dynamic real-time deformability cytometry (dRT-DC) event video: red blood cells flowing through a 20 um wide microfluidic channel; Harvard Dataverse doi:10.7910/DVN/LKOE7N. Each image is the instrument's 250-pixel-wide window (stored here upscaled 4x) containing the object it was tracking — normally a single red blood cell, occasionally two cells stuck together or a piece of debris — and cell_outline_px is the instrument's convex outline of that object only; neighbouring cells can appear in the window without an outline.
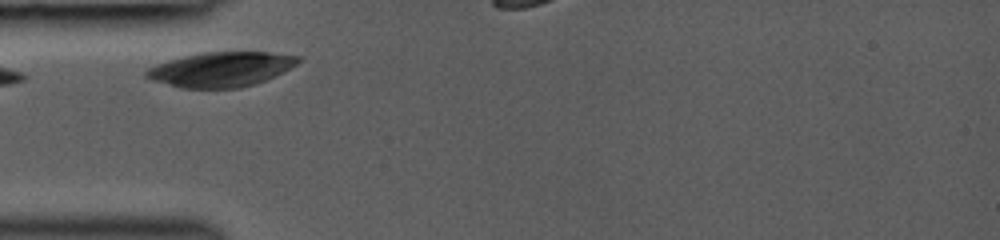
{"species": "common noctule bat (a hibernating species)", "species_latin": "Nyctalus noctula", "temperature_condition": "room temperature", "stored_images_in_passage": 7, "camera_frame_rate_fps": 3000, "um_per_image_px": 0.085, "animal": {"sex": "female", "body_mass_g": 19.0, "forearm_length_mm": 53.3}, "frame": {"image": 1, "passage_image": 1, "time_ms": 0.0, "image_size_px": [1000, 240], "cell_outline_px": [[304, 56], [296, 64], [264, 80], [240, 88], [180, 88], [152, 80], [144, 76], [144, 72], [148, 68], [156, 64], [168, 60], [200, 52], [268, 52]], "centroid_in_image_um": [18.74, 5.88], "position_along_channel_um": 66.3, "area_um2": 30.58}}
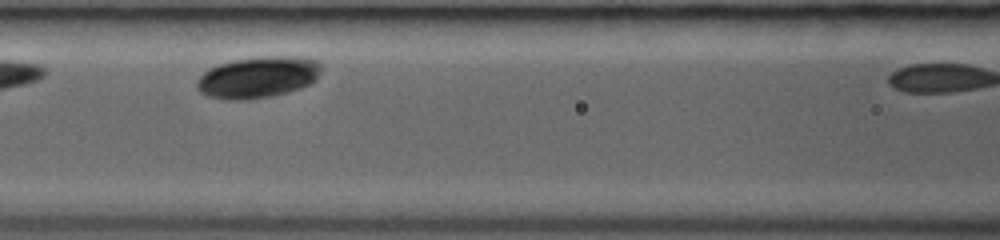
{"frame": {"image": 2, "passage_image": 4, "time_ms": 2.0, "image_size_px": [1000, 240], "cell_outline_px": [[320, 72], [316, 80], [300, 88], [288, 92], [272, 96], [248, 100], [224, 100], [208, 96], [200, 92], [196, 88], [196, 80], [208, 68], [232, 60], [260, 56], [296, 56], [316, 60], [320, 64]], "centroid_in_image_um": [21.89, 6.57], "position_along_channel_um": 144.7, "area_um2": 30.29}}